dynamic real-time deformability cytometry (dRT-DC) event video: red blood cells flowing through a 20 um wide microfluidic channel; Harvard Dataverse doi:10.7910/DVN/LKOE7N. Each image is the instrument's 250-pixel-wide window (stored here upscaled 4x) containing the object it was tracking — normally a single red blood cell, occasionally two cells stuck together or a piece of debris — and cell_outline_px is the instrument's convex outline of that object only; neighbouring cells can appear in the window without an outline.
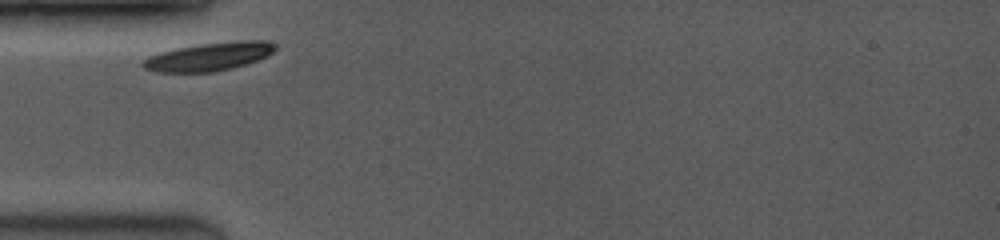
{"species": "common noctule bat (a hibernating species)", "species_latin": "Nyctalus noctula", "temperature_condition": "room temperature", "stored_images_in_passage": 23, "camera_frame_rate_fps": 3500, "um_per_image_px": 0.085, "animal": {"sex": "female", "body_mass_g": 19.0, "forearm_length_mm": 53.3}, "frame": {"image": 1, "passage_image": 1, "time_ms": 0.0, "image_size_px": [1000, 240], "cell_outline_px": [[276, 48], [268, 56], [232, 68], [216, 72], [156, 72], [144, 68], [140, 64], [148, 56], [160, 52], [176, 48], [196, 44], [240, 40], [268, 40], [276, 44]], "centroid_in_image_um": [17.77, 4.8], "position_along_channel_um": 67.2, "area_um2": 21.96}}
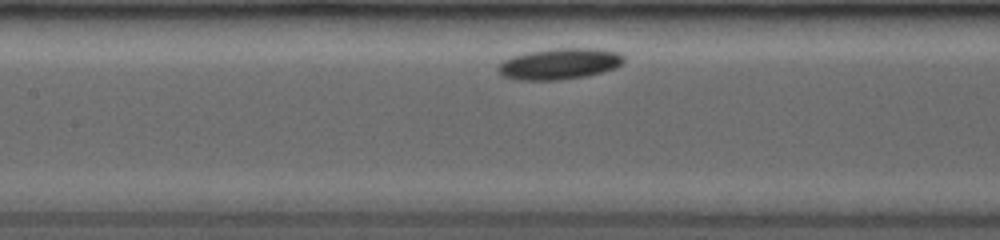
{"frame": {"image": 2, "passage_image": 14, "time_ms": 2.571, "image_size_px": [1000, 240], "cell_outline_px": [[624, 60], [616, 68], [584, 76], [556, 80], [516, 80], [504, 76], [496, 68], [504, 60], [512, 56], [528, 52], [552, 48], [600, 48], [620, 52], [624, 56]], "centroid_in_image_um": [47.57, 5.41], "position_along_channel_um": 159.8, "area_um2": 22.77}}
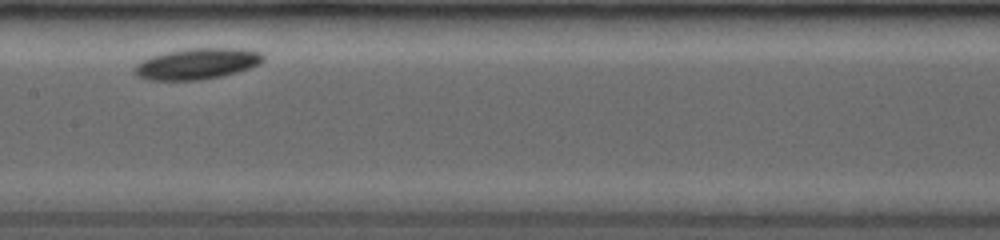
{"frame": {"image": 3, "passage_image": 19, "time_ms": 3.429, "image_size_px": [1000, 240], "cell_outline_px": [[264, 60], [260, 64], [236, 72], [220, 76], [200, 80], [148, 80], [136, 76], [132, 72], [132, 68], [140, 60], [152, 56], [168, 52], [192, 48], [244, 48], [260, 52], [264, 56]], "centroid_in_image_um": [16.72, 5.42], "position_along_channel_um": 190.7, "area_um2": 23.35}}